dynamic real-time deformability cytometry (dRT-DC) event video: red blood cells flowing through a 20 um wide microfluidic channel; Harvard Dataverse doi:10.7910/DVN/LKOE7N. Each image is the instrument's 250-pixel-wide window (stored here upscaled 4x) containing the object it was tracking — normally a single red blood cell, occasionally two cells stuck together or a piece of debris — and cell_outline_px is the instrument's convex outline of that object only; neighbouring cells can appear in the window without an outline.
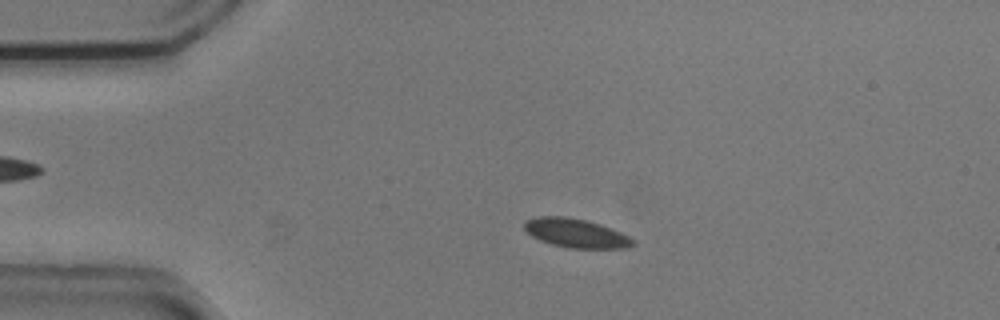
{"species": "common noctule bat (a hibernating species)", "species_latin": "Nyctalus noctula", "temperature_condition": "cold", "stored_images_in_passage": 45, "camera_frame_rate_fps": 3000, "um_per_image_px": 0.085, "animal": {"sex": "male", "body_mass_g": 20.5, "forearm_length_mm": 52.5}, "frame": {"image": 1, "passage_image": 2, "time_ms": 0.333, "image_size_px": [1000, 320], "cell_outline_px": [[636, 244], [628, 248], [568, 248], [552, 244], [540, 240], [532, 236], [524, 228], [524, 224], [528, 220], [536, 216], [564, 216], [584, 220], [600, 224], [620, 232], [636, 240]], "centroid_in_image_um": [48.98, 19.82], "position_along_channel_um": 36.0, "area_um2": 18.21}}
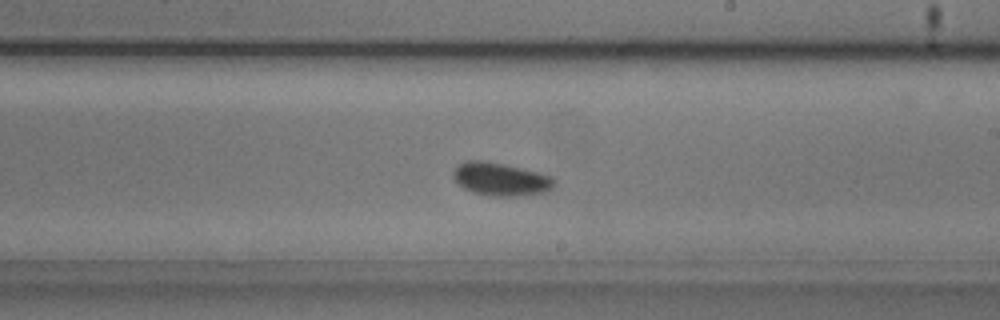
{"frame": {"image": 2, "passage_image": 22, "time_ms": 7.0, "image_size_px": [1000, 320], "cell_outline_px": [[556, 184], [552, 188], [544, 192], [512, 196], [492, 196], [472, 192], [464, 188], [452, 176], [452, 172], [464, 160], [484, 160], [504, 164], [552, 176], [556, 180]], "centroid_in_image_um": [42.55, 15.22], "position_along_channel_um": 246.4, "area_um2": 19.31}}
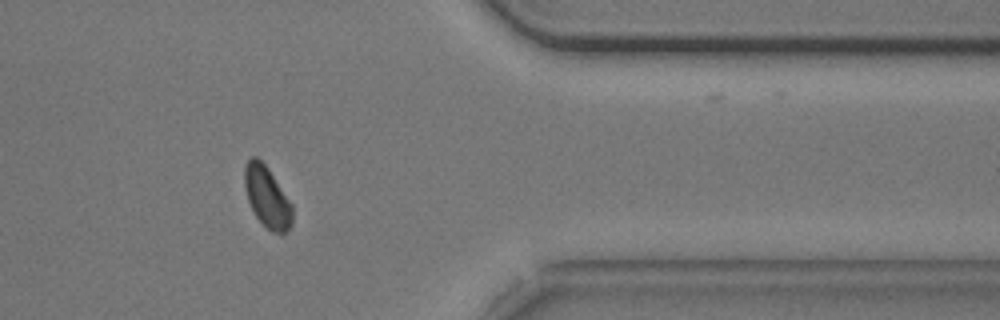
{"frame": {"image": 3, "passage_image": 35, "time_ms": 11.333, "image_size_px": [1000, 320], "cell_outline_px": [[292, 224], [280, 236], [272, 232], [256, 216], [248, 200], [244, 188], [244, 168], [248, 160], [252, 156], [256, 156], [268, 168], [292, 204]], "centroid_in_image_um": [22.7, 16.74], "position_along_channel_um": 388.7, "area_um2": 16.88}, "authors_computed_cell_mechanics": {"area_um2": 17.9758, "velocity_mm_per_s": 3.6946, "shape_relaxation_time_tau1_ms": 1.8626, "shape_relaxation_time_tau2_ms": null, "deformation_change_tau1": 0.057, "deformation_change_tau2": null}}